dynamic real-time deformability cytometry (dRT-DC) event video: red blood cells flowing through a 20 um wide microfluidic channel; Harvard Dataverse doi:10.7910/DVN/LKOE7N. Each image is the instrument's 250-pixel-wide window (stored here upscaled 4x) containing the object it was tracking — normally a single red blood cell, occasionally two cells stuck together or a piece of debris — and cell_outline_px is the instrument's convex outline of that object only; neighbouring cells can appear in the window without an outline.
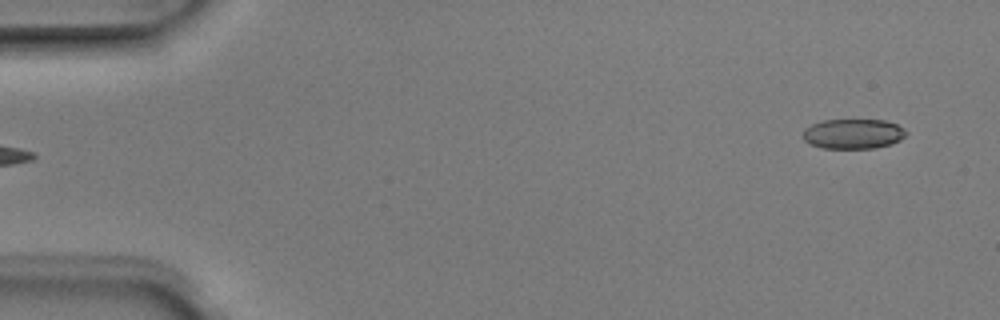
{"species": "Egyptian fruit bat (a non-hibernating species)", "species_latin": "Rousettus aegyptiacus", "temperature_condition": "room temperature", "stored_images_in_passage": 3, "segment_of_instrument_passage": [2, 2], "camera_frame_rate_fps": 3000, "um_per_image_px": 0.085, "animal": {"sex": "male"}, "frame": {"image": 1, "passage_image": 3, "time_ms": 0.667, "image_size_px": [1000, 320], "cell_outline_px": [[908, 132], [900, 140], [892, 144], [872, 148], [820, 148], [804, 140], [804, 128], [812, 124], [824, 120], [884, 120], [896, 124], [904, 128]], "centroid_in_image_um": [72.54, 11.37], "position_along_channel_um": 12.5, "area_um2": 17.92}}